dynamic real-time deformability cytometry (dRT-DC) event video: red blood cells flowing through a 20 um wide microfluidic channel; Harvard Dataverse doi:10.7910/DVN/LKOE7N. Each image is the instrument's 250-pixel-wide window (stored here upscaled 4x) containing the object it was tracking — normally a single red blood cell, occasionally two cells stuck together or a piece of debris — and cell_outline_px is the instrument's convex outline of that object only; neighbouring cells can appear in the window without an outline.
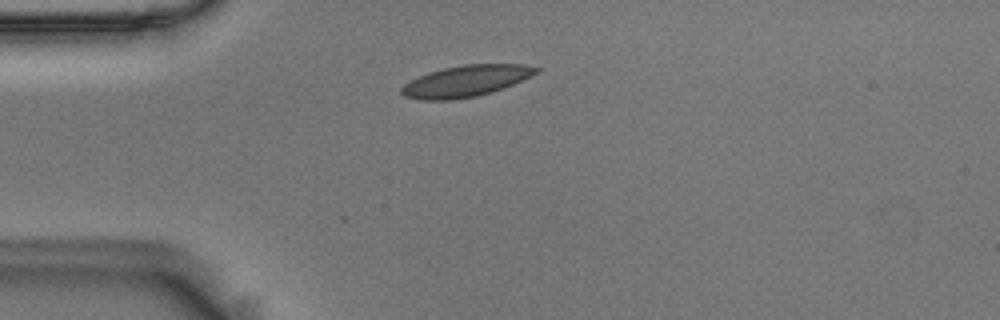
{"species": "Egyptian fruit bat (a non-hibernating species)", "species_latin": "Rousettus aegyptiacus", "temperature_condition": "room temperature", "stored_images_in_passage": 43, "camera_frame_rate_fps": 3000, "um_per_image_px": 0.085, "animal": {"sex": "male"}, "frame": {"image": 1, "passage_image": 1, "time_ms": 0.0, "image_size_px": [1000, 320], "cell_outline_px": [[540, 72], [512, 84], [492, 92], [476, 96], [452, 100], [420, 100], [404, 96], [400, 92], [400, 88], [404, 84], [428, 72], [444, 68], [464, 64], [524, 64], [540, 68]], "centroid_in_image_um": [39.59, 6.89], "position_along_channel_um": 45.4, "area_um2": 24.51}}
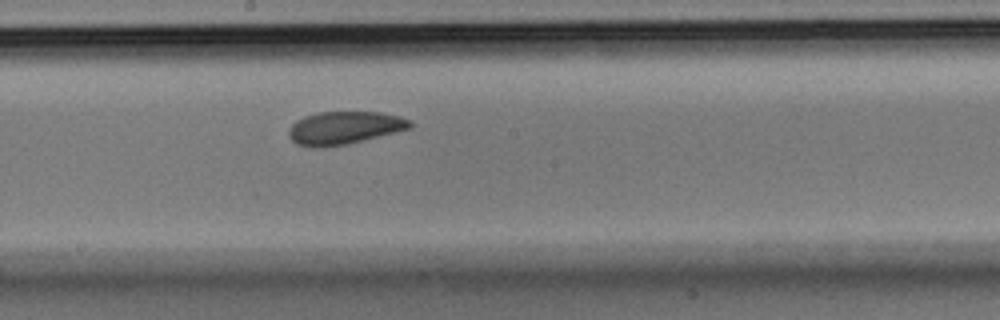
{"frame": {"image": 2, "passage_image": 17, "time_ms": 5.333, "image_size_px": [1000, 320], "cell_outline_px": [[412, 124], [408, 128], [396, 132], [348, 144], [312, 148], [296, 144], [292, 140], [288, 132], [292, 124], [296, 120], [304, 116], [316, 112], [380, 112], [400, 116], [412, 120]], "centroid_in_image_um": [29.25, 10.86], "position_along_channel_um": 218.9, "area_um2": 23.24}}
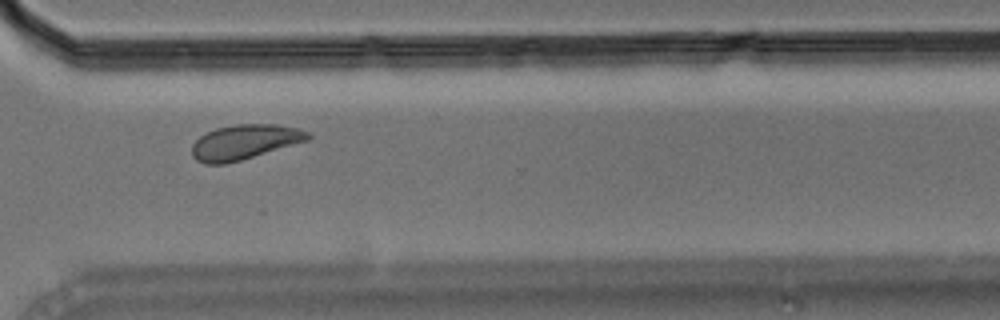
{"frame": {"image": 3, "passage_image": 28, "time_ms": 9.0, "image_size_px": [1000, 320], "cell_outline_px": [[312, 136], [308, 140], [240, 160], [224, 164], [204, 164], [196, 160], [192, 156], [192, 144], [200, 136], [216, 128], [236, 124], [276, 124], [296, 128], [308, 132]], "centroid_in_image_um": [20.76, 12.07], "position_along_channel_um": 349.8, "area_um2": 23.29}, "authors_computed_cell_mechanics": {"area_um2": 23.409, "velocity_mm_per_s": 3.5772, "shape_relaxation_time_tau1_ms": 3.9504, "shape_relaxation_time_tau2_ms": 2.6378, "deformation_change_tau1": 0.1018, "deformation_change_tau2": 0.0621}}